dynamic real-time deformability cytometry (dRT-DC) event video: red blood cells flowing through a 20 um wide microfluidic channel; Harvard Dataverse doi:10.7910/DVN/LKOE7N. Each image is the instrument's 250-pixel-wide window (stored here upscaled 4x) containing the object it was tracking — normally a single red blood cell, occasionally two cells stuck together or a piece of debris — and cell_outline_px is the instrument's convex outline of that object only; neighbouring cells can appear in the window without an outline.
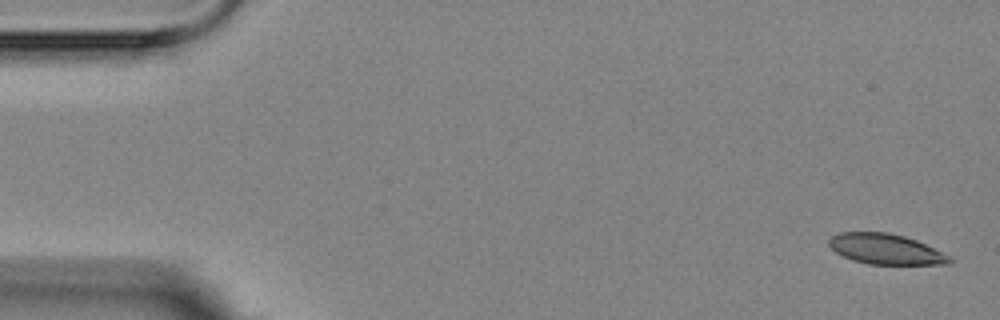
{"species": "Egyptian fruit bat (a non-hibernating species)", "species_latin": "Rousettus aegyptiacus", "temperature_condition": "room temperature", "stored_images_in_passage": 6, "segment_of_instrument_passage": [1, 2], "camera_frame_rate_fps": 3000, "um_per_image_px": 0.085, "animal": {"sex": "female"}, "frame": {"image": 1, "passage_image": 1, "time_ms": 0.0, "image_size_px": [1000, 320], "cell_outline_px": [[956, 260], [952, 264], [868, 264], [852, 260], [836, 252], [828, 244], [828, 240], [832, 236], [840, 232], [888, 232], [904, 236], [916, 240], [952, 256]], "centroid_in_image_um": [75.34, 21.18], "position_along_channel_um": 9.7, "area_um2": 21.5}}
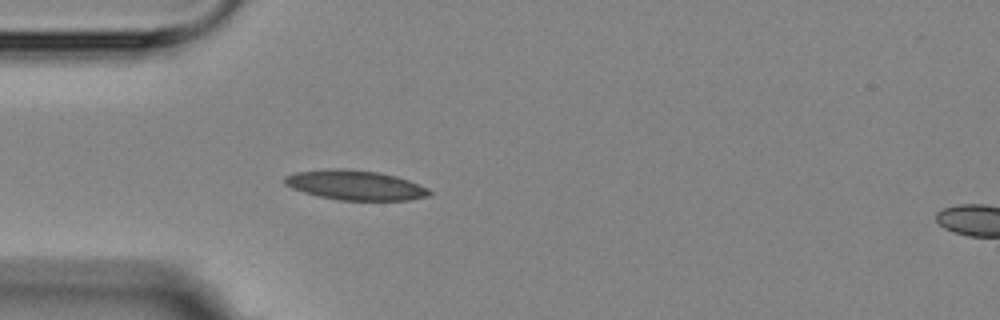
{"frame": {"image": 2, "passage_image": 5, "time_ms": 4.667, "image_size_px": [1000, 320], "cell_outline_px": [[432, 192], [428, 196], [408, 200], [340, 200], [320, 196], [304, 192], [292, 188], [284, 184], [284, 176], [296, 172], [340, 168], [376, 172], [396, 176], [408, 180], [428, 188]], "centroid_in_image_um": [30.2, 15.74], "position_along_channel_um": 54.8, "area_um2": 24.74}}